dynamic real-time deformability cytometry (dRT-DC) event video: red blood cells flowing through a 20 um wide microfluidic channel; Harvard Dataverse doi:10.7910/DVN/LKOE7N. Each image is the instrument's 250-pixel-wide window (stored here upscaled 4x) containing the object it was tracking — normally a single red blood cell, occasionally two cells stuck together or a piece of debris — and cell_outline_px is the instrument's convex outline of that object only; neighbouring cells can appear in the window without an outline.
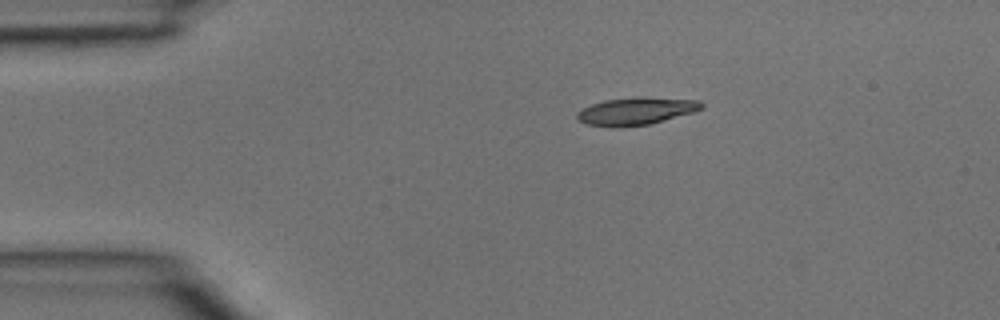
{"species": "common noctule bat (a hibernating species)", "species_latin": "Nyctalus noctula", "temperature_condition": "room temperature", "stored_images_in_passage": 3, "segment_of_instrument_passage": [1, 2], "camera_frame_rate_fps": 3000, "um_per_image_px": 0.085, "animal": {"sex": "male", "body_mass_g": 15.6}, "frame": {"image": 1, "passage_image": 1, "time_ms": 0.0, "image_size_px": [1000, 320], "cell_outline_px": [[704, 108], [692, 112], [648, 124], [612, 128], [584, 124], [576, 120], [576, 112], [592, 104], [604, 100], [636, 96], [644, 96], [700, 100], [704, 104]], "centroid_in_image_um": [54.02, 9.43], "position_along_channel_um": 31.0, "area_um2": 20.23}}